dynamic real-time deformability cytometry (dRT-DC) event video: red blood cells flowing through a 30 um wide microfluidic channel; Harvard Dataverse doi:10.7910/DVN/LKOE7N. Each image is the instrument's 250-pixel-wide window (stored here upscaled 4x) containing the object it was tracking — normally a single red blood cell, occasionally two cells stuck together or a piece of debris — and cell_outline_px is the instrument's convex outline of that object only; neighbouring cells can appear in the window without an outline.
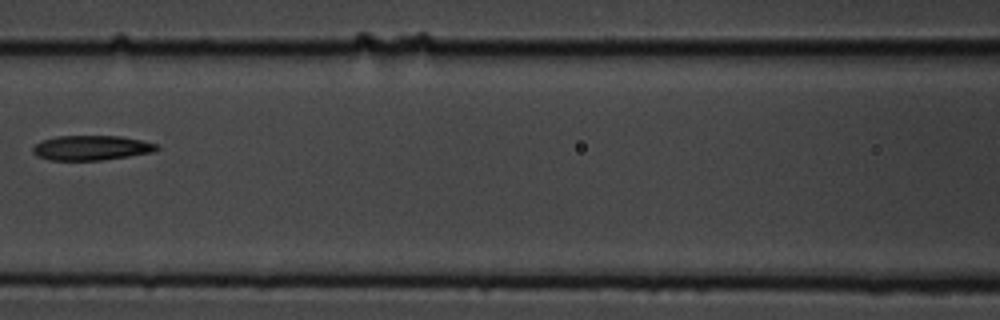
{"species": "common noctule bat (a hibernating species)", "species_latin": "Nyctalus noctula", "temperature_condition": "cold", "stored_images_in_passage": 8, "camera_frame_rate_fps": 3000, "um_per_image_px": 0.085, "animal": {"sex": "male", "body_mass_g": 19.5, "forearm_length_mm": 54.6}, "frame": {"image": 1, "passage_image": 7, "time_ms": 2.0, "image_size_px": [1000, 320], "cell_outline_px": [[160, 148], [152, 152], [104, 160], [48, 160], [36, 156], [32, 152], [32, 148], [40, 140], [56, 136], [120, 136], [140, 140], [156, 144]], "centroid_in_image_um": [7.71, 12.57], "position_along_channel_um": 158.9, "area_um2": 17.92}}
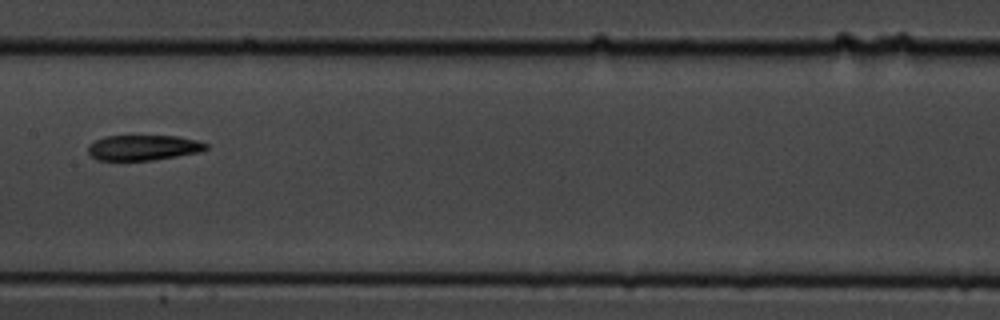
{"frame": {"image": 2, "passage_image": 8, "time_ms": 2.333, "image_size_px": [1000, 320], "cell_outline_px": [[208, 148], [200, 152], [152, 160], [96, 160], [88, 152], [88, 144], [104, 136], [176, 136], [196, 140], [208, 144]], "centroid_in_image_um": [12.17, 12.55], "position_along_channel_um": 195.2, "area_um2": 17.34}}